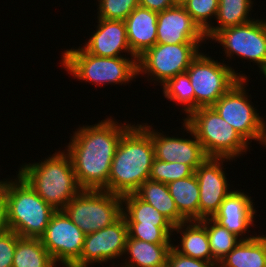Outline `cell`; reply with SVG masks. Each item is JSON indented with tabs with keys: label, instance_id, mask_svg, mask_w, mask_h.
<instances>
[{
	"label": "cell",
	"instance_id": "e575fe53",
	"mask_svg": "<svg viewBox=\"0 0 266 267\" xmlns=\"http://www.w3.org/2000/svg\"><path fill=\"white\" fill-rule=\"evenodd\" d=\"M167 261L171 267H218L217 262H208L184 256L173 247L169 250Z\"/></svg>",
	"mask_w": 266,
	"mask_h": 267
},
{
	"label": "cell",
	"instance_id": "ba28073f",
	"mask_svg": "<svg viewBox=\"0 0 266 267\" xmlns=\"http://www.w3.org/2000/svg\"><path fill=\"white\" fill-rule=\"evenodd\" d=\"M63 210L87 235L118 221L123 216V201L105 190L83 189Z\"/></svg>",
	"mask_w": 266,
	"mask_h": 267
},
{
	"label": "cell",
	"instance_id": "d6986e66",
	"mask_svg": "<svg viewBox=\"0 0 266 267\" xmlns=\"http://www.w3.org/2000/svg\"><path fill=\"white\" fill-rule=\"evenodd\" d=\"M157 20L158 12L141 6H137L125 19L127 41L136 58L156 44Z\"/></svg>",
	"mask_w": 266,
	"mask_h": 267
},
{
	"label": "cell",
	"instance_id": "6da1fadb",
	"mask_svg": "<svg viewBox=\"0 0 266 267\" xmlns=\"http://www.w3.org/2000/svg\"><path fill=\"white\" fill-rule=\"evenodd\" d=\"M127 123V124H126ZM107 117L93 125H82L73 131L64 151L69 155L82 189L108 192L110 167L122 135L132 126Z\"/></svg>",
	"mask_w": 266,
	"mask_h": 267
},
{
	"label": "cell",
	"instance_id": "74e56055",
	"mask_svg": "<svg viewBox=\"0 0 266 267\" xmlns=\"http://www.w3.org/2000/svg\"><path fill=\"white\" fill-rule=\"evenodd\" d=\"M262 146L264 145L266 148V120H263V128H262V137L260 143Z\"/></svg>",
	"mask_w": 266,
	"mask_h": 267
},
{
	"label": "cell",
	"instance_id": "52a82bcc",
	"mask_svg": "<svg viewBox=\"0 0 266 267\" xmlns=\"http://www.w3.org/2000/svg\"><path fill=\"white\" fill-rule=\"evenodd\" d=\"M186 72L194 89L195 110L212 107L240 79L248 80V76L242 71L238 73L231 65L214 60L202 51L191 62Z\"/></svg>",
	"mask_w": 266,
	"mask_h": 267
},
{
	"label": "cell",
	"instance_id": "d6a6232c",
	"mask_svg": "<svg viewBox=\"0 0 266 267\" xmlns=\"http://www.w3.org/2000/svg\"><path fill=\"white\" fill-rule=\"evenodd\" d=\"M97 18L125 21L129 14L139 6V0H97Z\"/></svg>",
	"mask_w": 266,
	"mask_h": 267
},
{
	"label": "cell",
	"instance_id": "2e32d148",
	"mask_svg": "<svg viewBox=\"0 0 266 267\" xmlns=\"http://www.w3.org/2000/svg\"><path fill=\"white\" fill-rule=\"evenodd\" d=\"M205 33L194 22L183 5L158 12L157 40L160 44L204 43Z\"/></svg>",
	"mask_w": 266,
	"mask_h": 267
},
{
	"label": "cell",
	"instance_id": "f546056e",
	"mask_svg": "<svg viewBox=\"0 0 266 267\" xmlns=\"http://www.w3.org/2000/svg\"><path fill=\"white\" fill-rule=\"evenodd\" d=\"M194 174V170L187 164L165 162L154 158L149 179L165 184L183 179Z\"/></svg>",
	"mask_w": 266,
	"mask_h": 267
},
{
	"label": "cell",
	"instance_id": "ac0fdd59",
	"mask_svg": "<svg viewBox=\"0 0 266 267\" xmlns=\"http://www.w3.org/2000/svg\"><path fill=\"white\" fill-rule=\"evenodd\" d=\"M96 32L81 46L87 53L100 57H135L127 41L124 21L97 18ZM122 53V55H121Z\"/></svg>",
	"mask_w": 266,
	"mask_h": 267
},
{
	"label": "cell",
	"instance_id": "cb8c5ba5",
	"mask_svg": "<svg viewBox=\"0 0 266 267\" xmlns=\"http://www.w3.org/2000/svg\"><path fill=\"white\" fill-rule=\"evenodd\" d=\"M168 185L178 212L187 220H199V185L195 174Z\"/></svg>",
	"mask_w": 266,
	"mask_h": 267
},
{
	"label": "cell",
	"instance_id": "7a4b0ae2",
	"mask_svg": "<svg viewBox=\"0 0 266 267\" xmlns=\"http://www.w3.org/2000/svg\"><path fill=\"white\" fill-rule=\"evenodd\" d=\"M155 158L151 125L133 124L121 137L108 178V192L134 193L149 179Z\"/></svg>",
	"mask_w": 266,
	"mask_h": 267
},
{
	"label": "cell",
	"instance_id": "8d00e7d4",
	"mask_svg": "<svg viewBox=\"0 0 266 267\" xmlns=\"http://www.w3.org/2000/svg\"><path fill=\"white\" fill-rule=\"evenodd\" d=\"M8 230L6 220V201L3 188L0 186V234Z\"/></svg>",
	"mask_w": 266,
	"mask_h": 267
},
{
	"label": "cell",
	"instance_id": "277c9868",
	"mask_svg": "<svg viewBox=\"0 0 266 267\" xmlns=\"http://www.w3.org/2000/svg\"><path fill=\"white\" fill-rule=\"evenodd\" d=\"M6 201L8 229L22 238H40L56 211L17 174L0 180Z\"/></svg>",
	"mask_w": 266,
	"mask_h": 267
},
{
	"label": "cell",
	"instance_id": "7c38bea8",
	"mask_svg": "<svg viewBox=\"0 0 266 267\" xmlns=\"http://www.w3.org/2000/svg\"><path fill=\"white\" fill-rule=\"evenodd\" d=\"M85 236L64 210H56L40 239L56 264L71 267L81 256Z\"/></svg>",
	"mask_w": 266,
	"mask_h": 267
},
{
	"label": "cell",
	"instance_id": "f1b7e54d",
	"mask_svg": "<svg viewBox=\"0 0 266 267\" xmlns=\"http://www.w3.org/2000/svg\"><path fill=\"white\" fill-rule=\"evenodd\" d=\"M163 96L169 101L182 105L181 111L186 117L195 110V94L187 72L169 79L164 85Z\"/></svg>",
	"mask_w": 266,
	"mask_h": 267
},
{
	"label": "cell",
	"instance_id": "ab89813d",
	"mask_svg": "<svg viewBox=\"0 0 266 267\" xmlns=\"http://www.w3.org/2000/svg\"><path fill=\"white\" fill-rule=\"evenodd\" d=\"M158 267H171L168 261H166L163 265L158 266Z\"/></svg>",
	"mask_w": 266,
	"mask_h": 267
},
{
	"label": "cell",
	"instance_id": "83f0119b",
	"mask_svg": "<svg viewBox=\"0 0 266 267\" xmlns=\"http://www.w3.org/2000/svg\"><path fill=\"white\" fill-rule=\"evenodd\" d=\"M200 221L206 227L212 257L219 263L221 259L236 247L241 239L227 228L218 224L213 218H205Z\"/></svg>",
	"mask_w": 266,
	"mask_h": 267
},
{
	"label": "cell",
	"instance_id": "ffe728a7",
	"mask_svg": "<svg viewBox=\"0 0 266 267\" xmlns=\"http://www.w3.org/2000/svg\"><path fill=\"white\" fill-rule=\"evenodd\" d=\"M174 234L181 235L180 243L172 247L180 254L194 259L216 262L211 254L205 225L200 220L185 221L174 227Z\"/></svg>",
	"mask_w": 266,
	"mask_h": 267
},
{
	"label": "cell",
	"instance_id": "1f68e13d",
	"mask_svg": "<svg viewBox=\"0 0 266 267\" xmlns=\"http://www.w3.org/2000/svg\"><path fill=\"white\" fill-rule=\"evenodd\" d=\"M128 238H134L148 243H172L175 226L141 225V223H127Z\"/></svg>",
	"mask_w": 266,
	"mask_h": 267
},
{
	"label": "cell",
	"instance_id": "30bf717a",
	"mask_svg": "<svg viewBox=\"0 0 266 267\" xmlns=\"http://www.w3.org/2000/svg\"><path fill=\"white\" fill-rule=\"evenodd\" d=\"M210 40L223 47L226 59L237 56L256 63L266 78V18L224 28Z\"/></svg>",
	"mask_w": 266,
	"mask_h": 267
},
{
	"label": "cell",
	"instance_id": "e0dca14e",
	"mask_svg": "<svg viewBox=\"0 0 266 267\" xmlns=\"http://www.w3.org/2000/svg\"><path fill=\"white\" fill-rule=\"evenodd\" d=\"M254 205L248 192L234 189L221 203L213 219L241 240L251 239L256 236L248 234L251 232L249 228L256 226L254 220L257 212Z\"/></svg>",
	"mask_w": 266,
	"mask_h": 267
},
{
	"label": "cell",
	"instance_id": "f35d334b",
	"mask_svg": "<svg viewBox=\"0 0 266 267\" xmlns=\"http://www.w3.org/2000/svg\"><path fill=\"white\" fill-rule=\"evenodd\" d=\"M187 0H172L174 5H183Z\"/></svg>",
	"mask_w": 266,
	"mask_h": 267
},
{
	"label": "cell",
	"instance_id": "484cf974",
	"mask_svg": "<svg viewBox=\"0 0 266 267\" xmlns=\"http://www.w3.org/2000/svg\"><path fill=\"white\" fill-rule=\"evenodd\" d=\"M123 201V216L126 223H141V225L174 226L152 205L140 199L135 193L125 194Z\"/></svg>",
	"mask_w": 266,
	"mask_h": 267
},
{
	"label": "cell",
	"instance_id": "836d02e7",
	"mask_svg": "<svg viewBox=\"0 0 266 267\" xmlns=\"http://www.w3.org/2000/svg\"><path fill=\"white\" fill-rule=\"evenodd\" d=\"M20 238L9 229L0 234V267H12L16 243Z\"/></svg>",
	"mask_w": 266,
	"mask_h": 267
},
{
	"label": "cell",
	"instance_id": "4316f807",
	"mask_svg": "<svg viewBox=\"0 0 266 267\" xmlns=\"http://www.w3.org/2000/svg\"><path fill=\"white\" fill-rule=\"evenodd\" d=\"M12 267H57L40 238H20L16 243Z\"/></svg>",
	"mask_w": 266,
	"mask_h": 267
},
{
	"label": "cell",
	"instance_id": "4dcf8cb0",
	"mask_svg": "<svg viewBox=\"0 0 266 267\" xmlns=\"http://www.w3.org/2000/svg\"><path fill=\"white\" fill-rule=\"evenodd\" d=\"M183 7L199 28L206 33L214 24L210 19L216 18L219 0H187Z\"/></svg>",
	"mask_w": 266,
	"mask_h": 267
},
{
	"label": "cell",
	"instance_id": "7402d4cb",
	"mask_svg": "<svg viewBox=\"0 0 266 267\" xmlns=\"http://www.w3.org/2000/svg\"><path fill=\"white\" fill-rule=\"evenodd\" d=\"M218 267H266V234L241 240Z\"/></svg>",
	"mask_w": 266,
	"mask_h": 267
},
{
	"label": "cell",
	"instance_id": "9a60e30c",
	"mask_svg": "<svg viewBox=\"0 0 266 267\" xmlns=\"http://www.w3.org/2000/svg\"><path fill=\"white\" fill-rule=\"evenodd\" d=\"M183 132L189 138L169 136L163 131L155 130L151 124V138L154 145L155 158L165 162H178L189 165L194 171L208 158L202 144L192 129L183 121Z\"/></svg>",
	"mask_w": 266,
	"mask_h": 267
},
{
	"label": "cell",
	"instance_id": "d4e9b609",
	"mask_svg": "<svg viewBox=\"0 0 266 267\" xmlns=\"http://www.w3.org/2000/svg\"><path fill=\"white\" fill-rule=\"evenodd\" d=\"M252 0H219V7L215 20V24L205 33L206 39H210L220 30L248 23L255 18H251L253 11ZM252 10V11H251Z\"/></svg>",
	"mask_w": 266,
	"mask_h": 267
},
{
	"label": "cell",
	"instance_id": "4fadbf2b",
	"mask_svg": "<svg viewBox=\"0 0 266 267\" xmlns=\"http://www.w3.org/2000/svg\"><path fill=\"white\" fill-rule=\"evenodd\" d=\"M127 238L128 227L122 216L112 225L87 234L81 256L71 267H88L95 263L106 265L108 261L114 266L115 260L124 257Z\"/></svg>",
	"mask_w": 266,
	"mask_h": 267
},
{
	"label": "cell",
	"instance_id": "44dd1931",
	"mask_svg": "<svg viewBox=\"0 0 266 267\" xmlns=\"http://www.w3.org/2000/svg\"><path fill=\"white\" fill-rule=\"evenodd\" d=\"M174 243H148L127 238L124 258L120 267H158L167 261L168 253ZM127 255V256H126ZM127 257V258H126ZM126 258V259H125ZM114 266V267H115Z\"/></svg>",
	"mask_w": 266,
	"mask_h": 267
},
{
	"label": "cell",
	"instance_id": "d590c367",
	"mask_svg": "<svg viewBox=\"0 0 266 267\" xmlns=\"http://www.w3.org/2000/svg\"><path fill=\"white\" fill-rule=\"evenodd\" d=\"M139 6L151 11L162 12L174 6L172 0H139Z\"/></svg>",
	"mask_w": 266,
	"mask_h": 267
},
{
	"label": "cell",
	"instance_id": "5b68a950",
	"mask_svg": "<svg viewBox=\"0 0 266 267\" xmlns=\"http://www.w3.org/2000/svg\"><path fill=\"white\" fill-rule=\"evenodd\" d=\"M61 58L60 64L68 74L96 86L125 85L138 76L136 57H100L79 46L66 49Z\"/></svg>",
	"mask_w": 266,
	"mask_h": 267
},
{
	"label": "cell",
	"instance_id": "8992f818",
	"mask_svg": "<svg viewBox=\"0 0 266 267\" xmlns=\"http://www.w3.org/2000/svg\"><path fill=\"white\" fill-rule=\"evenodd\" d=\"M194 132L208 157L232 161L252 147L212 107H201L182 119Z\"/></svg>",
	"mask_w": 266,
	"mask_h": 267
},
{
	"label": "cell",
	"instance_id": "9c48e42d",
	"mask_svg": "<svg viewBox=\"0 0 266 267\" xmlns=\"http://www.w3.org/2000/svg\"><path fill=\"white\" fill-rule=\"evenodd\" d=\"M203 43H156L137 58L138 76L147 75V81L164 85L174 76L186 72L201 52Z\"/></svg>",
	"mask_w": 266,
	"mask_h": 267
},
{
	"label": "cell",
	"instance_id": "603a6c76",
	"mask_svg": "<svg viewBox=\"0 0 266 267\" xmlns=\"http://www.w3.org/2000/svg\"><path fill=\"white\" fill-rule=\"evenodd\" d=\"M134 193L157 209L174 226L187 221L178 212L167 184L148 179Z\"/></svg>",
	"mask_w": 266,
	"mask_h": 267
},
{
	"label": "cell",
	"instance_id": "5bb4252c",
	"mask_svg": "<svg viewBox=\"0 0 266 267\" xmlns=\"http://www.w3.org/2000/svg\"><path fill=\"white\" fill-rule=\"evenodd\" d=\"M224 161L231 162V159L208 157L194 171L199 185V220L213 218L221 203L233 191L226 177Z\"/></svg>",
	"mask_w": 266,
	"mask_h": 267
},
{
	"label": "cell",
	"instance_id": "3957f363",
	"mask_svg": "<svg viewBox=\"0 0 266 267\" xmlns=\"http://www.w3.org/2000/svg\"><path fill=\"white\" fill-rule=\"evenodd\" d=\"M44 159L22 164L16 173L47 204L55 210H63L83 189L78 184L71 159L64 150L60 149Z\"/></svg>",
	"mask_w": 266,
	"mask_h": 267
},
{
	"label": "cell",
	"instance_id": "8fae6325",
	"mask_svg": "<svg viewBox=\"0 0 266 267\" xmlns=\"http://www.w3.org/2000/svg\"><path fill=\"white\" fill-rule=\"evenodd\" d=\"M248 81L240 79L212 108L250 145L252 140L260 143L264 117L250 100L251 94L246 90Z\"/></svg>",
	"mask_w": 266,
	"mask_h": 267
}]
</instances>
